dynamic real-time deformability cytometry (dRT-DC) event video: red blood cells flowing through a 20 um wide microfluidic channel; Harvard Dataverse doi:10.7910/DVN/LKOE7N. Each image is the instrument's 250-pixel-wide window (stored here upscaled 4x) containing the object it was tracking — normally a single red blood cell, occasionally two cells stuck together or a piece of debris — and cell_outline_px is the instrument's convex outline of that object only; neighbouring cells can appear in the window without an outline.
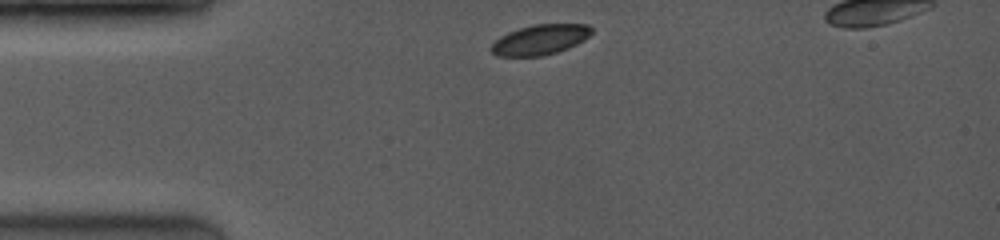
{"species": "common noctule bat (a hibernating species)", "species_latin": "Nyctalus noctula", "temperature_condition": "room temperature", "stored_images_in_passage": 37, "camera_frame_rate_fps": 3500, "um_per_image_px": 0.085, "animal": {"sex": "female", "body_mass_g": 19.0, "forearm_length_mm": 53.3}, "frame": {"image": 1, "passage_image": 1, "time_ms": 0.0, "image_size_px": [1000, 240], "cell_outline_px": [[592, 32], [584, 40], [568, 48], [556, 52], [540, 56], [496, 56], [492, 52], [492, 44], [500, 36], [508, 32], [532, 24], [588, 24], [592, 28]], "centroid_in_image_um": [45.92, 3.36], "position_along_channel_um": 39.1, "area_um2": 17.51}}
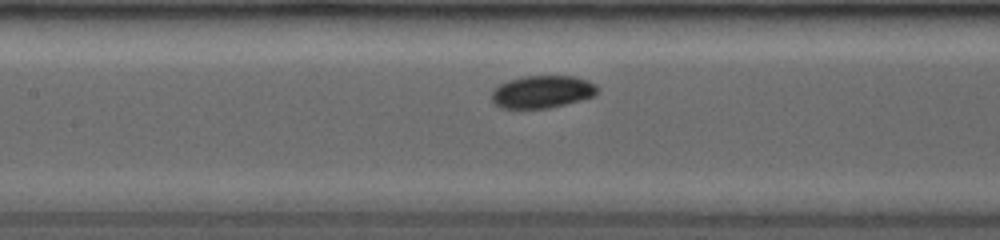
{"frame": {"image": 2, "passage_image": 11, "time_ms": 3.714, "image_size_px": [1000, 240], "cell_outline_px": [[600, 88], [592, 96], [580, 100], [548, 108], [500, 108], [492, 100], [492, 92], [500, 84], [508, 80], [524, 76], [576, 76], [588, 80], [596, 84]], "centroid_in_image_um": [46.1, 7.79], "position_along_channel_um": 161.3, "area_um2": 19.94}}
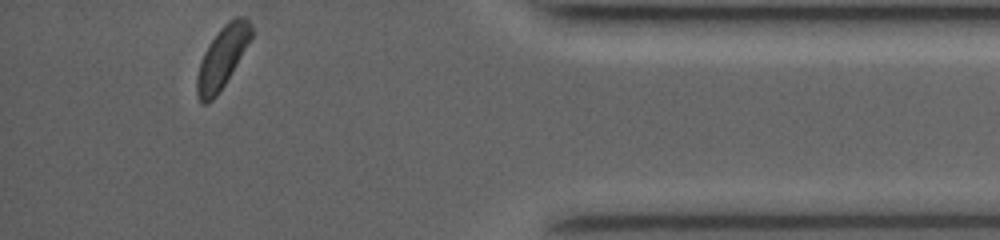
{"frame": {"image": 3, "passage_image": 37, "time_ms": 10.571, "image_size_px": [1000, 240], "cell_outline_px": [[252, 36], [232, 72], [216, 96], [212, 100], [204, 104], [200, 100], [196, 92], [196, 76], [204, 52], [220, 28], [228, 20], [236, 16], [244, 16], [248, 20], [252, 28]], "centroid_in_image_um": [18.88, 4.86], "position_along_channel_um": 416.3, "area_um2": 19.07}, "authors_computed_cell_mechanics": {"area_um2": 19.8254, "velocity_mm_per_s": 4.1027, "shape_relaxation_time_tau1_ms": 0.8847, "shape_relaxation_time_tau2_ms": null, "deformation_change_tau1": 0.0466, "deformation_change_tau2": null}}